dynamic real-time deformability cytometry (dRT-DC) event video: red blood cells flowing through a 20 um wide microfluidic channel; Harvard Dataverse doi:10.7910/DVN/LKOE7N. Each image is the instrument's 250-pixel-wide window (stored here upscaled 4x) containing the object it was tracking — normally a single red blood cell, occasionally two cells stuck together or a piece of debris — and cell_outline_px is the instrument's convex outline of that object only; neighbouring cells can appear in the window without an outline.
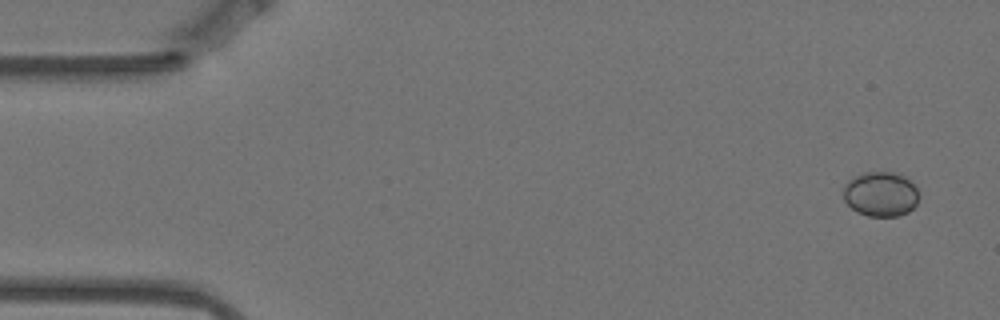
{"species": "Egyptian fruit bat (a non-hibernating species)", "species_latin": "Rousettus aegyptiacus", "temperature_condition": "warm", "stored_images_in_passage": 4, "camera_frame_rate_fps": 3000, "um_per_image_px": 0.085, "animal": {"sex": "female"}, "frame": {"image": 1, "passage_image": 1, "time_ms": 0.0, "image_size_px": [1000, 320], "cell_outline_px": [[920, 196], [916, 204], [908, 212], [900, 216], [868, 216], [856, 212], [844, 200], [844, 184], [848, 180], [864, 172], [892, 172], [904, 176], [916, 188]], "centroid_in_image_um": [74.86, 16.51], "position_along_channel_um": 10.1, "area_um2": 19.71}}